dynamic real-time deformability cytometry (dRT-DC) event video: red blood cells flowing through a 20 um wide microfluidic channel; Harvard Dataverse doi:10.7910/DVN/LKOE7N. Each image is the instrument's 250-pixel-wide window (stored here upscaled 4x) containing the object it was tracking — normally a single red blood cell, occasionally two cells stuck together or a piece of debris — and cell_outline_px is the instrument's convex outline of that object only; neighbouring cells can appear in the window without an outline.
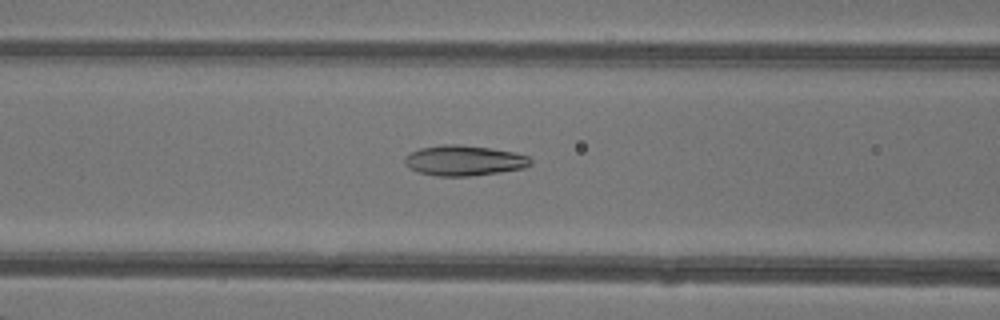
{"species": "common noctule bat (a hibernating species)", "species_latin": "Nyctalus noctula", "temperature_condition": "warm", "stored_images_in_passage": 47, "camera_frame_rate_fps": 3000, "um_per_image_px": 0.085, "animal": {"sex": "female"}, "frame": {"image": 1, "passage_image": 20, "time_ms": 6.333, "image_size_px": [1000, 320], "cell_outline_px": [[532, 164], [524, 168], [500, 172], [468, 176], [436, 176], [420, 172], [404, 164], [404, 156], [420, 148], [440, 144], [460, 144], [492, 148], [516, 152], [528, 156], [532, 160]], "centroid_in_image_um": [39.47, 13.63], "position_along_channel_um": 127.1, "area_um2": 22.37}}
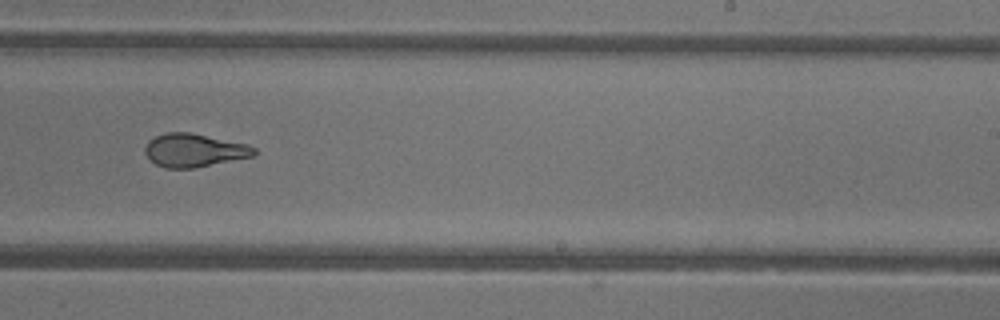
{"frame": {"image": 2, "passage_image": 30, "time_ms": 9.667, "image_size_px": [1000, 320], "cell_outline_px": [[256, 152], [252, 156], [196, 168], [164, 168], [156, 164], [144, 152], [144, 148], [148, 140], [164, 132], [192, 132], [248, 144], [256, 148]], "centroid_in_image_um": [16.49, 12.76], "position_along_channel_um": 272.5, "area_um2": 21.27}}
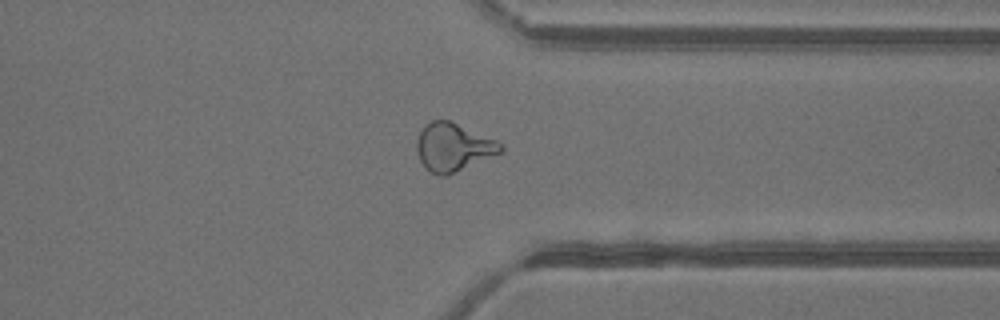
{"frame": {"image": 3, "passage_image": 37, "time_ms": 12.0, "image_size_px": [1000, 320], "cell_outline_px": [[504, 148], [500, 152], [448, 176], [440, 176], [432, 172], [420, 160], [416, 148], [416, 140], [424, 124], [432, 120], [448, 120], [496, 140], [504, 144]], "centroid_in_image_um": [38.51, 12.5], "position_along_channel_um": 372.9, "area_um2": 23.18}, "authors_computed_cell_mechanics": {"area_um2": 24.1026, "velocity_mm_per_s": 4.3718, "shape_relaxation_time_tau1_ms": 6.2214, "shape_relaxation_time_tau2_ms": 1.3496, "deformation_change_tau1": 0.1942, "deformation_change_tau2": 0.0832}}